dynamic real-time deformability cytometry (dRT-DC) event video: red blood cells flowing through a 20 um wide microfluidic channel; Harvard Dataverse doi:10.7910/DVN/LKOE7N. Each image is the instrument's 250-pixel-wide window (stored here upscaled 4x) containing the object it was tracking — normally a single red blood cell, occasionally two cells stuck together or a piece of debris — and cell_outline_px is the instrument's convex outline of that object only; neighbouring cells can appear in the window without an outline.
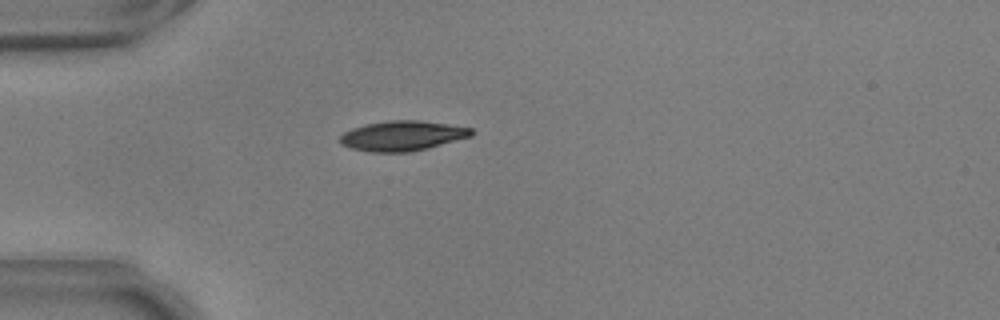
{"species": "common noctule bat (a hibernating species)", "species_latin": "Nyctalus noctula", "temperature_condition": "warm", "stored_images_in_passage": 48, "camera_frame_rate_fps": 3000, "um_per_image_px": 0.085, "animal": {"sex": "male", "body_mass_g": 17.9, "forearm_length_mm": 54.2}, "frame": {"image": 1, "passage_image": 8, "time_ms": 2.333, "image_size_px": [1000, 320], "cell_outline_px": [[476, 132], [472, 136], [428, 148], [408, 152], [372, 152], [352, 148], [340, 144], [340, 136], [344, 132], [352, 128], [364, 124], [388, 120], [420, 120], [448, 124], [472, 128]], "centroid_in_image_um": [34.22, 11.53], "position_along_channel_um": 50.8, "area_um2": 23.06}}
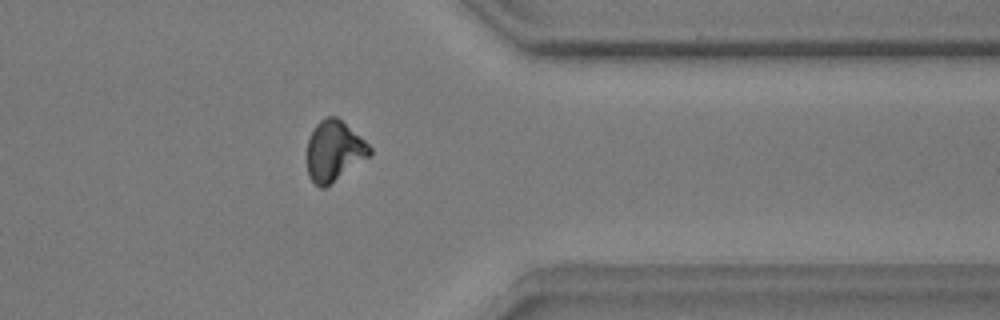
{"frame": {"image": 2, "passage_image": 37, "time_ms": 12.0, "image_size_px": [1000, 320], "cell_outline_px": [[372, 152], [368, 156], [324, 188], [320, 188], [308, 176], [308, 140], [316, 124], [320, 120], [328, 116], [336, 116], [360, 136], [372, 148]], "centroid_in_image_um": [28.38, 12.81], "position_along_channel_um": 383.0, "area_um2": 21.5}}
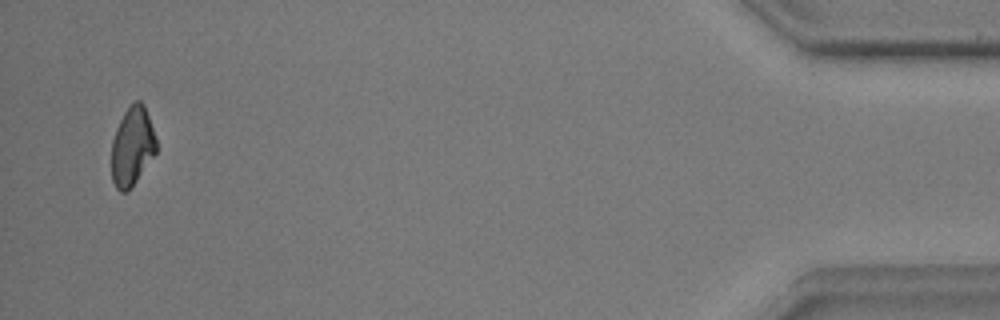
{"frame": {"image": 3, "passage_image": 46, "time_ms": 15.0, "image_size_px": [1000, 320], "cell_outline_px": [[156, 152], [132, 188], [128, 192], [120, 192], [116, 188], [112, 180], [112, 140], [116, 128], [124, 112], [136, 100], [140, 100], [144, 104], [156, 140]], "centroid_in_image_um": [11.23, 12.48], "position_along_channel_um": 424.0, "area_um2": 20.46}, "authors_computed_cell_mechanics": {"area_um2": 22.0796, "velocity_mm_per_s": 3.6629, "shape_relaxation_time_tau1_ms": 5.6297, "shape_relaxation_time_tau2_ms": 2.807, "deformation_change_tau1": 0.1457, "deformation_change_tau2": 0.0756}}